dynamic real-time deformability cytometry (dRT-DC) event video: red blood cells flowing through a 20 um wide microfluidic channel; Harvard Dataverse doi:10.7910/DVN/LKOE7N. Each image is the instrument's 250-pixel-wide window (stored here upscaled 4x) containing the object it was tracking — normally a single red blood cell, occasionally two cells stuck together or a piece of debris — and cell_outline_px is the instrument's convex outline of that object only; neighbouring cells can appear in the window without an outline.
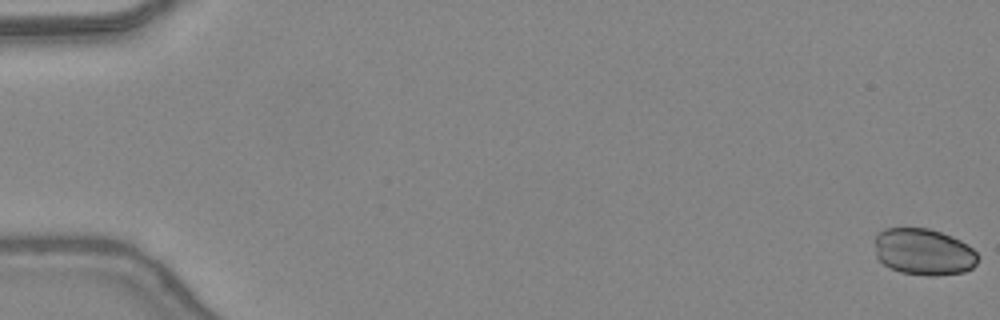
{"species": "common noctule bat (a hibernating species)", "species_latin": "Nyctalus noctula", "temperature_condition": "warm", "stored_images_in_passage": 10, "camera_frame_rate_fps": 3000, "um_per_image_px": 0.085, "animal": {"sex": "female", "body_mass_g": 24.6, "forearm_length_mm": 56.2}, "frame": {"image": 1, "passage_image": 1, "time_ms": 0.0, "image_size_px": [1000, 320], "cell_outline_px": [[980, 256], [976, 264], [972, 268], [964, 272], [936, 276], [928, 276], [900, 272], [884, 264], [876, 256], [876, 236], [884, 228], [928, 228], [952, 236], [960, 240], [972, 248]], "centroid_in_image_um": [78.54, 21.41], "position_along_channel_um": 6.5, "area_um2": 28.03}}